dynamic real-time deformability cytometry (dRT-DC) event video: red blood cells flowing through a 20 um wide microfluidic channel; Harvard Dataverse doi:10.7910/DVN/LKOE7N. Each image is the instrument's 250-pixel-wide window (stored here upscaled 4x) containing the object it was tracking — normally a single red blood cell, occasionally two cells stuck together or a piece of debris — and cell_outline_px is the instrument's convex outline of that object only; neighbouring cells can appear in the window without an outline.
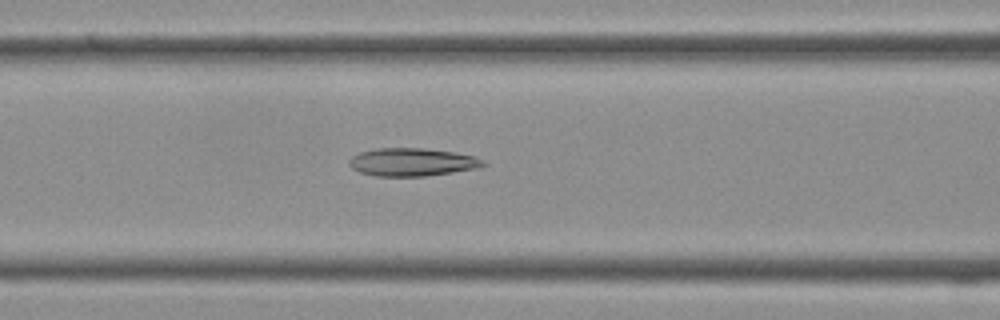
{"species": "Egyptian fruit bat (a non-hibernating species)", "species_latin": "Rousettus aegyptiacus", "temperature_condition": "cold", "stored_images_in_passage": 39, "camera_frame_rate_fps": 3000, "um_per_image_px": 0.085, "frame": {"image": 1, "passage_image": 16, "time_ms": 5.0, "image_size_px": [1000, 320], "cell_outline_px": [[488, 164], [480, 168], [424, 176], [376, 176], [360, 172], [352, 168], [348, 164], [348, 160], [352, 156], [360, 152], [376, 148], [424, 148], [452, 152], [472, 156], [484, 160]], "centroid_in_image_um": [35.02, 13.78], "position_along_channel_um": 131.6, "area_um2": 21.85}}
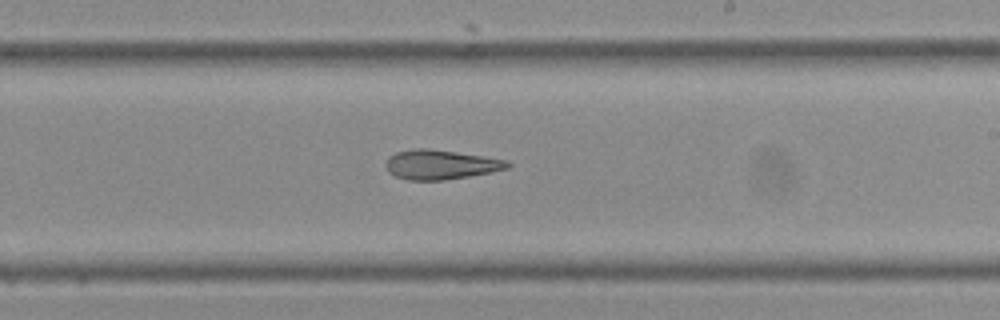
{"frame": {"image": 2, "passage_image": 23, "time_ms": 7.333, "image_size_px": [1000, 320], "cell_outline_px": [[512, 164], [508, 168], [468, 176], [444, 180], [408, 180], [396, 176], [388, 172], [384, 164], [388, 156], [396, 152], [416, 148], [428, 148], [484, 156], [508, 160]], "centroid_in_image_um": [37.42, 13.98], "position_along_channel_um": 251.6, "area_um2": 20.92}}
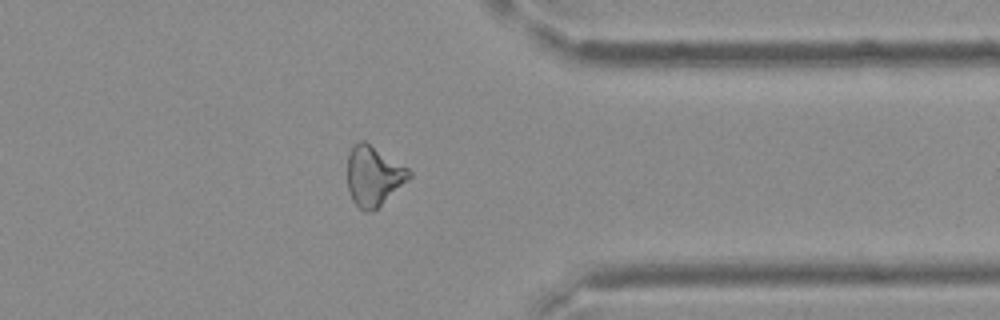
{"frame": {"image": 3, "passage_image": 31, "time_ms": 10.0, "image_size_px": [1000, 320], "cell_outline_px": [[412, 176], [408, 180], [372, 212], [364, 212], [352, 200], [348, 192], [348, 152], [352, 144], [360, 140], [364, 140], [408, 168], [412, 172]], "centroid_in_image_um": [31.73, 14.94], "position_along_channel_um": 379.7, "area_um2": 21.5}}